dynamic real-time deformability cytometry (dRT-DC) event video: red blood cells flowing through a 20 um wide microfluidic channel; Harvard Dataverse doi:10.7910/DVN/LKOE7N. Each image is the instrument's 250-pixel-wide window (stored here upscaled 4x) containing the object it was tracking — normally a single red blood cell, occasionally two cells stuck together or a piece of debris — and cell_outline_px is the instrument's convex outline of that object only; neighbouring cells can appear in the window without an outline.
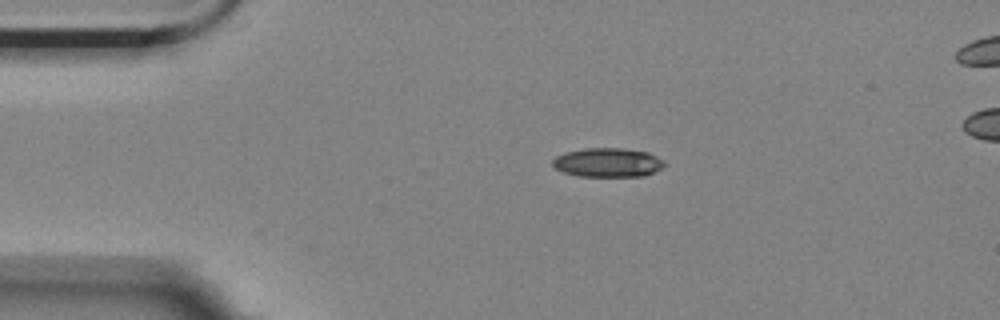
{"species": "Egyptian fruit bat (a non-hibernating species)", "species_latin": "Rousettus aegyptiacus", "temperature_condition": "room temperature", "stored_images_in_passage": 2, "camera_frame_rate_fps": 3000, "um_per_image_px": 0.085, "animal": {"sex": "female"}, "frame": {"image": 1, "passage_image": 1, "time_ms": 0.0, "image_size_px": [1000, 320], "cell_outline_px": [[664, 168], [644, 176], [580, 176], [564, 172], [556, 168], [552, 164], [552, 160], [556, 156], [564, 152], [584, 148], [624, 148], [648, 152], [664, 160]], "centroid_in_image_um": [51.68, 13.8], "position_along_channel_um": 33.3, "area_um2": 19.02}}